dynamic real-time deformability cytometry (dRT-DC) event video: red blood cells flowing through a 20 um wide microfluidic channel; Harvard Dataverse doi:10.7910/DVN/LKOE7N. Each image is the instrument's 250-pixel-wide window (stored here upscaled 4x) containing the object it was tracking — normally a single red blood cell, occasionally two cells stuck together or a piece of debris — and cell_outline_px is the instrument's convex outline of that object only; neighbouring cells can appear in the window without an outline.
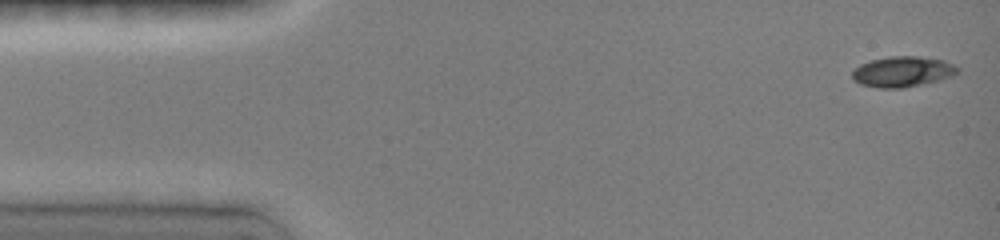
{"species": "common noctule bat (a hibernating species)", "species_latin": "Nyctalus noctula", "temperature_condition": "room temperature", "stored_images_in_passage": 21, "camera_frame_rate_fps": 3000, "um_per_image_px": 0.085, "animal": {"sex": "female", "body_mass_g": 19.0, "forearm_length_mm": 51.5}, "frame": {"image": 1, "passage_image": 1, "time_ms": 0.0, "image_size_px": [1000, 240], "cell_outline_px": [[960, 68], [952, 76], [904, 88], [876, 88], [860, 84], [852, 80], [852, 72], [860, 64], [872, 60], [888, 56], [916, 56], [944, 60]], "centroid_in_image_um": [76.67, 6.09], "position_along_channel_um": 8.3, "area_um2": 18.61}}
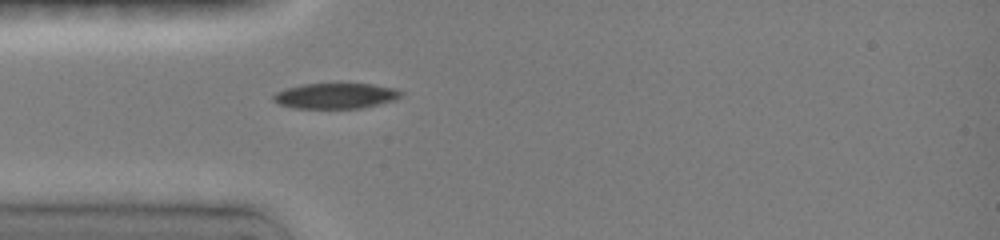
{"frame": {"image": 2, "passage_image": 11, "time_ms": 4.0, "image_size_px": [1000, 240], "cell_outline_px": [[404, 92], [396, 100], [364, 108], [292, 108], [280, 104], [272, 100], [272, 96], [276, 92], [288, 88], [304, 84], [372, 84], [392, 88]], "centroid_in_image_um": [28.54, 8.16], "position_along_channel_um": 56.5, "area_um2": 18.9}}
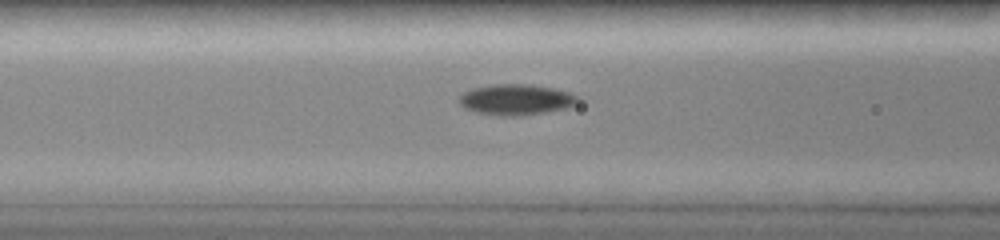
{"frame": {"image": 3, "passage_image": 16, "time_ms": 5.667, "image_size_px": [1000, 240], "cell_outline_px": [[580, 100], [576, 104], [568, 108], [548, 112], [524, 116], [496, 116], [476, 112], [464, 108], [460, 104], [460, 96], [464, 92], [472, 88], [496, 84], [524, 84], [552, 88], [568, 92], [576, 96]], "centroid_in_image_um": [43.87, 8.49], "position_along_channel_um": 122.7, "area_um2": 21.39}}